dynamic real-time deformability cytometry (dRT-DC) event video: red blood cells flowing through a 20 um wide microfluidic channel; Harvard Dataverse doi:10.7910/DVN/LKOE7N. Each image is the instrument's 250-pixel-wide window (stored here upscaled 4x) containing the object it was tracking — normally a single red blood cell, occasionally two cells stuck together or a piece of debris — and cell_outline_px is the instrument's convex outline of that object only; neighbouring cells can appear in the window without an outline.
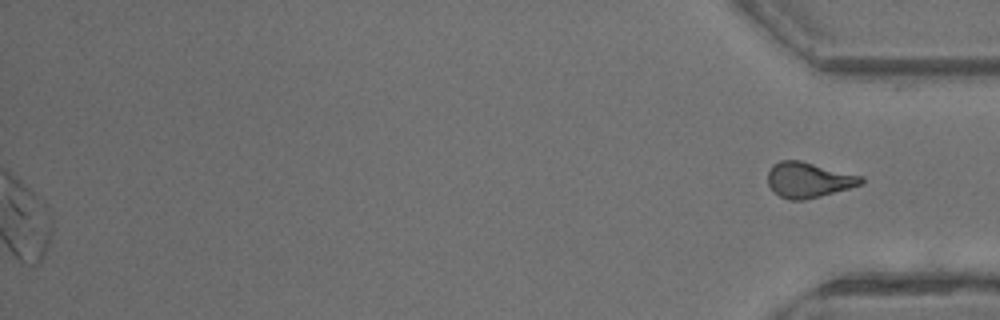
{"species": "common noctule bat (a hibernating species)", "species_latin": "Nyctalus noctula", "temperature_condition": "warm", "stored_images_in_passage": 29, "segment_of_instrument_passage": [2, 2], "camera_frame_rate_fps": 3000, "um_per_image_px": 0.085, "animal": {"sex": "male", "body_mass_g": 13.3}, "frame": {"image": 1, "passage_image": 29, "time_ms": 9.333, "image_size_px": [1000, 320], "cell_outline_px": [[864, 184], [820, 196], [804, 200], [788, 200], [780, 196], [768, 184], [768, 172], [772, 164], [780, 160], [800, 160], [864, 176]], "centroid_in_image_um": [68.75, 15.28], "position_along_channel_um": 366.4, "area_um2": 19.31}}